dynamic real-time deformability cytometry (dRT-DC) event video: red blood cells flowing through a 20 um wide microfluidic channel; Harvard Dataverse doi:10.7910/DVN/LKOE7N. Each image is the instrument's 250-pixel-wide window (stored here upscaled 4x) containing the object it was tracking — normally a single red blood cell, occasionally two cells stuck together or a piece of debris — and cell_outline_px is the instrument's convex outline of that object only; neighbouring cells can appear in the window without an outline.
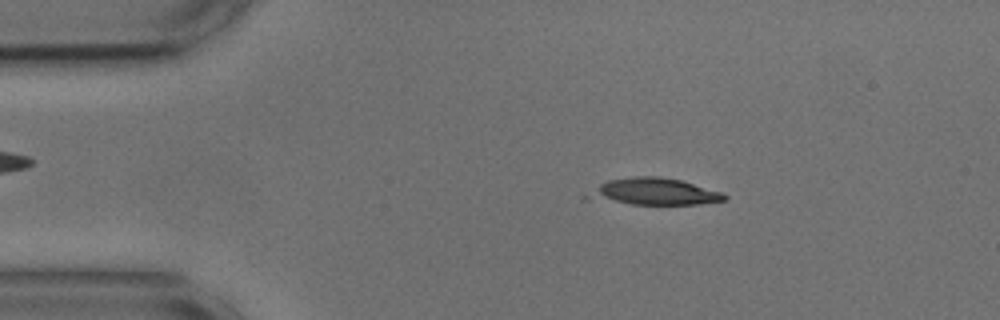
{"species": "common noctule bat (a hibernating species)", "species_latin": "Nyctalus noctula", "temperature_condition": "cold", "stored_images_in_passage": 14, "camera_frame_rate_fps": 3000, "um_per_image_px": 0.085, "animal": {"sex": "male", "body_mass_g": 17.9, "forearm_length_mm": 54.2}, "frame": {"image": 1, "passage_image": 8, "time_ms": 2.333, "image_size_px": [1000, 320], "cell_outline_px": [[728, 200], [696, 204], [632, 204], [580, 200], [580, 196], [600, 184], [608, 180], [632, 176], [660, 176], [680, 180], [720, 192], [728, 196]], "centroid_in_image_um": [55.41, 16.3], "position_along_channel_um": 29.6, "area_um2": 21.79}}